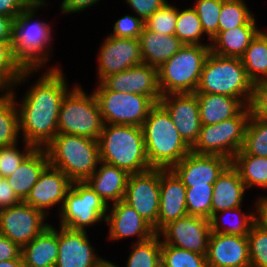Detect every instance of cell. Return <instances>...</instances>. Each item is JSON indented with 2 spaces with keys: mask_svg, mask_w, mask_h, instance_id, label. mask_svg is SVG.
<instances>
[{
  "mask_svg": "<svg viewBox=\"0 0 267 267\" xmlns=\"http://www.w3.org/2000/svg\"><path fill=\"white\" fill-rule=\"evenodd\" d=\"M42 74L24 93L19 105L15 89L9 88L18 109L21 140L36 148H45L58 134L62 100L71 89L59 65Z\"/></svg>",
  "mask_w": 267,
  "mask_h": 267,
  "instance_id": "cell-1",
  "label": "cell"
},
{
  "mask_svg": "<svg viewBox=\"0 0 267 267\" xmlns=\"http://www.w3.org/2000/svg\"><path fill=\"white\" fill-rule=\"evenodd\" d=\"M48 2H31L15 19L12 26L11 46L14 58L24 69H40L50 60L52 26L45 21L34 20L38 9Z\"/></svg>",
  "mask_w": 267,
  "mask_h": 267,
  "instance_id": "cell-2",
  "label": "cell"
},
{
  "mask_svg": "<svg viewBox=\"0 0 267 267\" xmlns=\"http://www.w3.org/2000/svg\"><path fill=\"white\" fill-rule=\"evenodd\" d=\"M142 129L147 159L152 168L171 169L191 151L160 103L150 109Z\"/></svg>",
  "mask_w": 267,
  "mask_h": 267,
  "instance_id": "cell-3",
  "label": "cell"
},
{
  "mask_svg": "<svg viewBox=\"0 0 267 267\" xmlns=\"http://www.w3.org/2000/svg\"><path fill=\"white\" fill-rule=\"evenodd\" d=\"M98 142L100 161L104 163L124 169L129 174L152 168L140 126L104 124Z\"/></svg>",
  "mask_w": 267,
  "mask_h": 267,
  "instance_id": "cell-4",
  "label": "cell"
},
{
  "mask_svg": "<svg viewBox=\"0 0 267 267\" xmlns=\"http://www.w3.org/2000/svg\"><path fill=\"white\" fill-rule=\"evenodd\" d=\"M44 149L49 164L72 182H85L100 162L98 140L80 135L57 134Z\"/></svg>",
  "mask_w": 267,
  "mask_h": 267,
  "instance_id": "cell-5",
  "label": "cell"
},
{
  "mask_svg": "<svg viewBox=\"0 0 267 267\" xmlns=\"http://www.w3.org/2000/svg\"><path fill=\"white\" fill-rule=\"evenodd\" d=\"M253 84L241 58L220 56L210 52L204 62L195 93L232 96L249 106Z\"/></svg>",
  "mask_w": 267,
  "mask_h": 267,
  "instance_id": "cell-6",
  "label": "cell"
},
{
  "mask_svg": "<svg viewBox=\"0 0 267 267\" xmlns=\"http://www.w3.org/2000/svg\"><path fill=\"white\" fill-rule=\"evenodd\" d=\"M210 45H183L158 67L162 95L195 93L200 82Z\"/></svg>",
  "mask_w": 267,
  "mask_h": 267,
  "instance_id": "cell-7",
  "label": "cell"
},
{
  "mask_svg": "<svg viewBox=\"0 0 267 267\" xmlns=\"http://www.w3.org/2000/svg\"><path fill=\"white\" fill-rule=\"evenodd\" d=\"M104 122L97 98L87 94L79 84L66 93L58 119V134L80 135L99 140Z\"/></svg>",
  "mask_w": 267,
  "mask_h": 267,
  "instance_id": "cell-8",
  "label": "cell"
},
{
  "mask_svg": "<svg viewBox=\"0 0 267 267\" xmlns=\"http://www.w3.org/2000/svg\"><path fill=\"white\" fill-rule=\"evenodd\" d=\"M251 110L246 106L237 116L213 125H202L193 153L219 155L232 160L242 149Z\"/></svg>",
  "mask_w": 267,
  "mask_h": 267,
  "instance_id": "cell-9",
  "label": "cell"
},
{
  "mask_svg": "<svg viewBox=\"0 0 267 267\" xmlns=\"http://www.w3.org/2000/svg\"><path fill=\"white\" fill-rule=\"evenodd\" d=\"M107 212L106 202L86 182H72L58 213L59 225L86 231L88 227L105 221Z\"/></svg>",
  "mask_w": 267,
  "mask_h": 267,
  "instance_id": "cell-10",
  "label": "cell"
},
{
  "mask_svg": "<svg viewBox=\"0 0 267 267\" xmlns=\"http://www.w3.org/2000/svg\"><path fill=\"white\" fill-rule=\"evenodd\" d=\"M94 94L104 124L143 126L155 103L145 95L108 90L101 82Z\"/></svg>",
  "mask_w": 267,
  "mask_h": 267,
  "instance_id": "cell-11",
  "label": "cell"
},
{
  "mask_svg": "<svg viewBox=\"0 0 267 267\" xmlns=\"http://www.w3.org/2000/svg\"><path fill=\"white\" fill-rule=\"evenodd\" d=\"M160 199V168L130 174L123 201L133 207L157 233Z\"/></svg>",
  "mask_w": 267,
  "mask_h": 267,
  "instance_id": "cell-12",
  "label": "cell"
},
{
  "mask_svg": "<svg viewBox=\"0 0 267 267\" xmlns=\"http://www.w3.org/2000/svg\"><path fill=\"white\" fill-rule=\"evenodd\" d=\"M47 217L43 211L24 201L15 206L2 208L0 234L22 248L51 225L46 222Z\"/></svg>",
  "mask_w": 267,
  "mask_h": 267,
  "instance_id": "cell-13",
  "label": "cell"
},
{
  "mask_svg": "<svg viewBox=\"0 0 267 267\" xmlns=\"http://www.w3.org/2000/svg\"><path fill=\"white\" fill-rule=\"evenodd\" d=\"M157 234L163 237L162 245L206 255L211 235L210 221L204 217L187 215L168 223Z\"/></svg>",
  "mask_w": 267,
  "mask_h": 267,
  "instance_id": "cell-14",
  "label": "cell"
},
{
  "mask_svg": "<svg viewBox=\"0 0 267 267\" xmlns=\"http://www.w3.org/2000/svg\"><path fill=\"white\" fill-rule=\"evenodd\" d=\"M103 41L97 56L98 83L111 74L143 63L139 38H118L107 35Z\"/></svg>",
  "mask_w": 267,
  "mask_h": 267,
  "instance_id": "cell-15",
  "label": "cell"
},
{
  "mask_svg": "<svg viewBox=\"0 0 267 267\" xmlns=\"http://www.w3.org/2000/svg\"><path fill=\"white\" fill-rule=\"evenodd\" d=\"M159 103L170 114L185 143L192 148L202 127L198 98L195 93L162 95Z\"/></svg>",
  "mask_w": 267,
  "mask_h": 267,
  "instance_id": "cell-16",
  "label": "cell"
},
{
  "mask_svg": "<svg viewBox=\"0 0 267 267\" xmlns=\"http://www.w3.org/2000/svg\"><path fill=\"white\" fill-rule=\"evenodd\" d=\"M101 83L111 91L131 92L148 96L155 104L162 93L159 87L158 68L140 64L104 78Z\"/></svg>",
  "mask_w": 267,
  "mask_h": 267,
  "instance_id": "cell-17",
  "label": "cell"
},
{
  "mask_svg": "<svg viewBox=\"0 0 267 267\" xmlns=\"http://www.w3.org/2000/svg\"><path fill=\"white\" fill-rule=\"evenodd\" d=\"M59 228L57 267H98L105 260L95 253L87 231Z\"/></svg>",
  "mask_w": 267,
  "mask_h": 267,
  "instance_id": "cell-18",
  "label": "cell"
},
{
  "mask_svg": "<svg viewBox=\"0 0 267 267\" xmlns=\"http://www.w3.org/2000/svg\"><path fill=\"white\" fill-rule=\"evenodd\" d=\"M230 163L231 160L223 156L197 154L190 151L171 170L186 187L213 185Z\"/></svg>",
  "mask_w": 267,
  "mask_h": 267,
  "instance_id": "cell-19",
  "label": "cell"
},
{
  "mask_svg": "<svg viewBox=\"0 0 267 267\" xmlns=\"http://www.w3.org/2000/svg\"><path fill=\"white\" fill-rule=\"evenodd\" d=\"M111 205L108 206L104 221L109 226L108 239H111V241L135 236L137 238L136 243H139L157 234L154 228L125 201L121 200Z\"/></svg>",
  "mask_w": 267,
  "mask_h": 267,
  "instance_id": "cell-20",
  "label": "cell"
},
{
  "mask_svg": "<svg viewBox=\"0 0 267 267\" xmlns=\"http://www.w3.org/2000/svg\"><path fill=\"white\" fill-rule=\"evenodd\" d=\"M71 184L72 181L60 169L49 164L40 174L24 202L43 211L46 215H49L47 209L59 204L60 212Z\"/></svg>",
  "mask_w": 267,
  "mask_h": 267,
  "instance_id": "cell-21",
  "label": "cell"
},
{
  "mask_svg": "<svg viewBox=\"0 0 267 267\" xmlns=\"http://www.w3.org/2000/svg\"><path fill=\"white\" fill-rule=\"evenodd\" d=\"M206 259L208 267H250L247 236L211 232Z\"/></svg>",
  "mask_w": 267,
  "mask_h": 267,
  "instance_id": "cell-22",
  "label": "cell"
},
{
  "mask_svg": "<svg viewBox=\"0 0 267 267\" xmlns=\"http://www.w3.org/2000/svg\"><path fill=\"white\" fill-rule=\"evenodd\" d=\"M187 215L186 186L171 169L160 168L157 233L168 223Z\"/></svg>",
  "mask_w": 267,
  "mask_h": 267,
  "instance_id": "cell-23",
  "label": "cell"
},
{
  "mask_svg": "<svg viewBox=\"0 0 267 267\" xmlns=\"http://www.w3.org/2000/svg\"><path fill=\"white\" fill-rule=\"evenodd\" d=\"M129 175L124 169L100 161L99 167L85 182L109 206L123 200Z\"/></svg>",
  "mask_w": 267,
  "mask_h": 267,
  "instance_id": "cell-24",
  "label": "cell"
},
{
  "mask_svg": "<svg viewBox=\"0 0 267 267\" xmlns=\"http://www.w3.org/2000/svg\"><path fill=\"white\" fill-rule=\"evenodd\" d=\"M246 190L238 170L230 163L213 184L211 216L226 209L242 207Z\"/></svg>",
  "mask_w": 267,
  "mask_h": 267,
  "instance_id": "cell-25",
  "label": "cell"
},
{
  "mask_svg": "<svg viewBox=\"0 0 267 267\" xmlns=\"http://www.w3.org/2000/svg\"><path fill=\"white\" fill-rule=\"evenodd\" d=\"M49 165L48 156L44 148H35L7 177L11 188L21 201H25L31 188L36 184L42 171Z\"/></svg>",
  "mask_w": 267,
  "mask_h": 267,
  "instance_id": "cell-26",
  "label": "cell"
},
{
  "mask_svg": "<svg viewBox=\"0 0 267 267\" xmlns=\"http://www.w3.org/2000/svg\"><path fill=\"white\" fill-rule=\"evenodd\" d=\"M143 64L160 67L184 45L175 35L150 31L145 26L139 37Z\"/></svg>",
  "mask_w": 267,
  "mask_h": 267,
  "instance_id": "cell-27",
  "label": "cell"
},
{
  "mask_svg": "<svg viewBox=\"0 0 267 267\" xmlns=\"http://www.w3.org/2000/svg\"><path fill=\"white\" fill-rule=\"evenodd\" d=\"M200 109V119L202 125H213L224 120L237 116L246 105L236 97L195 93Z\"/></svg>",
  "mask_w": 267,
  "mask_h": 267,
  "instance_id": "cell-28",
  "label": "cell"
},
{
  "mask_svg": "<svg viewBox=\"0 0 267 267\" xmlns=\"http://www.w3.org/2000/svg\"><path fill=\"white\" fill-rule=\"evenodd\" d=\"M259 31L257 25H243L218 31L210 41V52L220 56L241 58Z\"/></svg>",
  "mask_w": 267,
  "mask_h": 267,
  "instance_id": "cell-29",
  "label": "cell"
},
{
  "mask_svg": "<svg viewBox=\"0 0 267 267\" xmlns=\"http://www.w3.org/2000/svg\"><path fill=\"white\" fill-rule=\"evenodd\" d=\"M24 265L44 266L56 264L58 258V230L49 225L31 242L21 248Z\"/></svg>",
  "mask_w": 267,
  "mask_h": 267,
  "instance_id": "cell-30",
  "label": "cell"
},
{
  "mask_svg": "<svg viewBox=\"0 0 267 267\" xmlns=\"http://www.w3.org/2000/svg\"><path fill=\"white\" fill-rule=\"evenodd\" d=\"M231 164L238 170L246 189L254 186L267 189V157L249 155L241 149Z\"/></svg>",
  "mask_w": 267,
  "mask_h": 267,
  "instance_id": "cell-31",
  "label": "cell"
},
{
  "mask_svg": "<svg viewBox=\"0 0 267 267\" xmlns=\"http://www.w3.org/2000/svg\"><path fill=\"white\" fill-rule=\"evenodd\" d=\"M241 60L253 83L267 79V32L260 30L256 34Z\"/></svg>",
  "mask_w": 267,
  "mask_h": 267,
  "instance_id": "cell-32",
  "label": "cell"
},
{
  "mask_svg": "<svg viewBox=\"0 0 267 267\" xmlns=\"http://www.w3.org/2000/svg\"><path fill=\"white\" fill-rule=\"evenodd\" d=\"M19 115L10 89L0 95V147L19 142Z\"/></svg>",
  "mask_w": 267,
  "mask_h": 267,
  "instance_id": "cell-33",
  "label": "cell"
},
{
  "mask_svg": "<svg viewBox=\"0 0 267 267\" xmlns=\"http://www.w3.org/2000/svg\"><path fill=\"white\" fill-rule=\"evenodd\" d=\"M241 208L242 207L226 209L224 211L214 213L209 219L211 232L247 236L252 224L255 222L254 209L252 211L250 210L249 213H246V211H242ZM227 214H229V216L232 215V218L234 217L233 220L235 221V223H233L234 221H231L232 223L229 224V220L228 225L225 223L224 220H226L225 218H227Z\"/></svg>",
  "mask_w": 267,
  "mask_h": 267,
  "instance_id": "cell-34",
  "label": "cell"
},
{
  "mask_svg": "<svg viewBox=\"0 0 267 267\" xmlns=\"http://www.w3.org/2000/svg\"><path fill=\"white\" fill-rule=\"evenodd\" d=\"M35 72L38 69H24L14 58L11 41H0V80L8 88L23 84Z\"/></svg>",
  "mask_w": 267,
  "mask_h": 267,
  "instance_id": "cell-35",
  "label": "cell"
},
{
  "mask_svg": "<svg viewBox=\"0 0 267 267\" xmlns=\"http://www.w3.org/2000/svg\"><path fill=\"white\" fill-rule=\"evenodd\" d=\"M160 238L156 234L146 241L134 242L125 267H161L162 241Z\"/></svg>",
  "mask_w": 267,
  "mask_h": 267,
  "instance_id": "cell-36",
  "label": "cell"
},
{
  "mask_svg": "<svg viewBox=\"0 0 267 267\" xmlns=\"http://www.w3.org/2000/svg\"><path fill=\"white\" fill-rule=\"evenodd\" d=\"M175 36L184 45H210V42L202 43V38L205 36V33L193 7H188L183 10L178 8Z\"/></svg>",
  "mask_w": 267,
  "mask_h": 267,
  "instance_id": "cell-37",
  "label": "cell"
},
{
  "mask_svg": "<svg viewBox=\"0 0 267 267\" xmlns=\"http://www.w3.org/2000/svg\"><path fill=\"white\" fill-rule=\"evenodd\" d=\"M244 0H224L219 15L218 31L243 25H257L253 12Z\"/></svg>",
  "mask_w": 267,
  "mask_h": 267,
  "instance_id": "cell-38",
  "label": "cell"
},
{
  "mask_svg": "<svg viewBox=\"0 0 267 267\" xmlns=\"http://www.w3.org/2000/svg\"><path fill=\"white\" fill-rule=\"evenodd\" d=\"M242 150L249 155L267 157V119L250 115Z\"/></svg>",
  "mask_w": 267,
  "mask_h": 267,
  "instance_id": "cell-39",
  "label": "cell"
},
{
  "mask_svg": "<svg viewBox=\"0 0 267 267\" xmlns=\"http://www.w3.org/2000/svg\"><path fill=\"white\" fill-rule=\"evenodd\" d=\"M161 267H208L206 255L181 249L172 245H162Z\"/></svg>",
  "mask_w": 267,
  "mask_h": 267,
  "instance_id": "cell-40",
  "label": "cell"
},
{
  "mask_svg": "<svg viewBox=\"0 0 267 267\" xmlns=\"http://www.w3.org/2000/svg\"><path fill=\"white\" fill-rule=\"evenodd\" d=\"M213 185H194L186 187V206L188 215L211 218Z\"/></svg>",
  "mask_w": 267,
  "mask_h": 267,
  "instance_id": "cell-41",
  "label": "cell"
},
{
  "mask_svg": "<svg viewBox=\"0 0 267 267\" xmlns=\"http://www.w3.org/2000/svg\"><path fill=\"white\" fill-rule=\"evenodd\" d=\"M224 0H196L193 9L209 41L218 33L219 15Z\"/></svg>",
  "mask_w": 267,
  "mask_h": 267,
  "instance_id": "cell-42",
  "label": "cell"
},
{
  "mask_svg": "<svg viewBox=\"0 0 267 267\" xmlns=\"http://www.w3.org/2000/svg\"><path fill=\"white\" fill-rule=\"evenodd\" d=\"M18 142L10 146L0 147V177L7 178L18 168L24 159L36 148L34 145L23 141V150L18 147Z\"/></svg>",
  "mask_w": 267,
  "mask_h": 267,
  "instance_id": "cell-43",
  "label": "cell"
},
{
  "mask_svg": "<svg viewBox=\"0 0 267 267\" xmlns=\"http://www.w3.org/2000/svg\"><path fill=\"white\" fill-rule=\"evenodd\" d=\"M177 15L178 8L167 2L144 21V26L159 34L175 35Z\"/></svg>",
  "mask_w": 267,
  "mask_h": 267,
  "instance_id": "cell-44",
  "label": "cell"
},
{
  "mask_svg": "<svg viewBox=\"0 0 267 267\" xmlns=\"http://www.w3.org/2000/svg\"><path fill=\"white\" fill-rule=\"evenodd\" d=\"M250 267H267V230L252 224L247 235Z\"/></svg>",
  "mask_w": 267,
  "mask_h": 267,
  "instance_id": "cell-45",
  "label": "cell"
},
{
  "mask_svg": "<svg viewBox=\"0 0 267 267\" xmlns=\"http://www.w3.org/2000/svg\"><path fill=\"white\" fill-rule=\"evenodd\" d=\"M144 27V21L138 16L129 14L117 19L110 36L118 38H139Z\"/></svg>",
  "mask_w": 267,
  "mask_h": 267,
  "instance_id": "cell-46",
  "label": "cell"
},
{
  "mask_svg": "<svg viewBox=\"0 0 267 267\" xmlns=\"http://www.w3.org/2000/svg\"><path fill=\"white\" fill-rule=\"evenodd\" d=\"M249 107L252 116L267 119V79L253 84Z\"/></svg>",
  "mask_w": 267,
  "mask_h": 267,
  "instance_id": "cell-47",
  "label": "cell"
},
{
  "mask_svg": "<svg viewBox=\"0 0 267 267\" xmlns=\"http://www.w3.org/2000/svg\"><path fill=\"white\" fill-rule=\"evenodd\" d=\"M127 5L141 18L147 20L154 12L162 8L167 0H125Z\"/></svg>",
  "mask_w": 267,
  "mask_h": 267,
  "instance_id": "cell-48",
  "label": "cell"
},
{
  "mask_svg": "<svg viewBox=\"0 0 267 267\" xmlns=\"http://www.w3.org/2000/svg\"><path fill=\"white\" fill-rule=\"evenodd\" d=\"M31 2L46 0H0V14L15 19Z\"/></svg>",
  "mask_w": 267,
  "mask_h": 267,
  "instance_id": "cell-49",
  "label": "cell"
},
{
  "mask_svg": "<svg viewBox=\"0 0 267 267\" xmlns=\"http://www.w3.org/2000/svg\"><path fill=\"white\" fill-rule=\"evenodd\" d=\"M22 201L18 198L14 190L4 177H0V206L1 208L15 206Z\"/></svg>",
  "mask_w": 267,
  "mask_h": 267,
  "instance_id": "cell-50",
  "label": "cell"
},
{
  "mask_svg": "<svg viewBox=\"0 0 267 267\" xmlns=\"http://www.w3.org/2000/svg\"><path fill=\"white\" fill-rule=\"evenodd\" d=\"M21 258V248L8 237L0 234V261Z\"/></svg>",
  "mask_w": 267,
  "mask_h": 267,
  "instance_id": "cell-51",
  "label": "cell"
},
{
  "mask_svg": "<svg viewBox=\"0 0 267 267\" xmlns=\"http://www.w3.org/2000/svg\"><path fill=\"white\" fill-rule=\"evenodd\" d=\"M100 0H62L60 11L65 14L80 13L97 4Z\"/></svg>",
  "mask_w": 267,
  "mask_h": 267,
  "instance_id": "cell-52",
  "label": "cell"
},
{
  "mask_svg": "<svg viewBox=\"0 0 267 267\" xmlns=\"http://www.w3.org/2000/svg\"><path fill=\"white\" fill-rule=\"evenodd\" d=\"M254 221L261 228L267 230V196H258L255 203Z\"/></svg>",
  "mask_w": 267,
  "mask_h": 267,
  "instance_id": "cell-53",
  "label": "cell"
},
{
  "mask_svg": "<svg viewBox=\"0 0 267 267\" xmlns=\"http://www.w3.org/2000/svg\"><path fill=\"white\" fill-rule=\"evenodd\" d=\"M14 19L0 14V41L12 40V26Z\"/></svg>",
  "mask_w": 267,
  "mask_h": 267,
  "instance_id": "cell-54",
  "label": "cell"
},
{
  "mask_svg": "<svg viewBox=\"0 0 267 267\" xmlns=\"http://www.w3.org/2000/svg\"><path fill=\"white\" fill-rule=\"evenodd\" d=\"M0 267H24L22 257L19 259H11L0 261Z\"/></svg>",
  "mask_w": 267,
  "mask_h": 267,
  "instance_id": "cell-55",
  "label": "cell"
},
{
  "mask_svg": "<svg viewBox=\"0 0 267 267\" xmlns=\"http://www.w3.org/2000/svg\"><path fill=\"white\" fill-rule=\"evenodd\" d=\"M98 267H122V266H118L115 263L105 259Z\"/></svg>",
  "mask_w": 267,
  "mask_h": 267,
  "instance_id": "cell-56",
  "label": "cell"
},
{
  "mask_svg": "<svg viewBox=\"0 0 267 267\" xmlns=\"http://www.w3.org/2000/svg\"><path fill=\"white\" fill-rule=\"evenodd\" d=\"M9 89L1 80H0V94Z\"/></svg>",
  "mask_w": 267,
  "mask_h": 267,
  "instance_id": "cell-57",
  "label": "cell"
},
{
  "mask_svg": "<svg viewBox=\"0 0 267 267\" xmlns=\"http://www.w3.org/2000/svg\"><path fill=\"white\" fill-rule=\"evenodd\" d=\"M24 267H57V266L56 264H52V265H44V266L24 265Z\"/></svg>",
  "mask_w": 267,
  "mask_h": 267,
  "instance_id": "cell-58",
  "label": "cell"
}]
</instances>
